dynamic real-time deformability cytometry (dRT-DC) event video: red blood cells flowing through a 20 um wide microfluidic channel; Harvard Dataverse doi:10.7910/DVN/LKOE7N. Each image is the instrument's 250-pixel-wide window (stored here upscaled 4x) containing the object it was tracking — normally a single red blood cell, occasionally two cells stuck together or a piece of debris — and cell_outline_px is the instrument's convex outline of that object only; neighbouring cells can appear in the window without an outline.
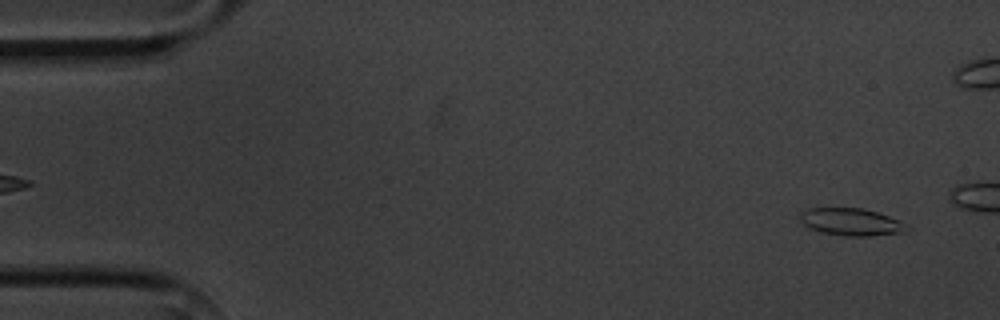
{"species": "common noctule bat (a hibernating species)", "species_latin": "Nyctalus noctula", "temperature_condition": "cold", "stored_images_in_passage": 5, "camera_frame_rate_fps": 3000, "um_per_image_px": 0.085, "animal": {"sex": "male", "body_mass_g": 20.1, "forearm_length_mm": 53.5}, "frame": {"image": 1, "passage_image": 1, "time_ms": 0.0, "image_size_px": [1000, 320], "cell_outline_px": [[912, 228], [904, 232], [868, 236], [844, 236], [820, 232], [804, 224], [800, 220], [800, 212], [808, 208], [864, 208], [888, 216]], "centroid_in_image_um": [72.33, 18.86], "position_along_channel_um": 12.7, "area_um2": 16.88}}